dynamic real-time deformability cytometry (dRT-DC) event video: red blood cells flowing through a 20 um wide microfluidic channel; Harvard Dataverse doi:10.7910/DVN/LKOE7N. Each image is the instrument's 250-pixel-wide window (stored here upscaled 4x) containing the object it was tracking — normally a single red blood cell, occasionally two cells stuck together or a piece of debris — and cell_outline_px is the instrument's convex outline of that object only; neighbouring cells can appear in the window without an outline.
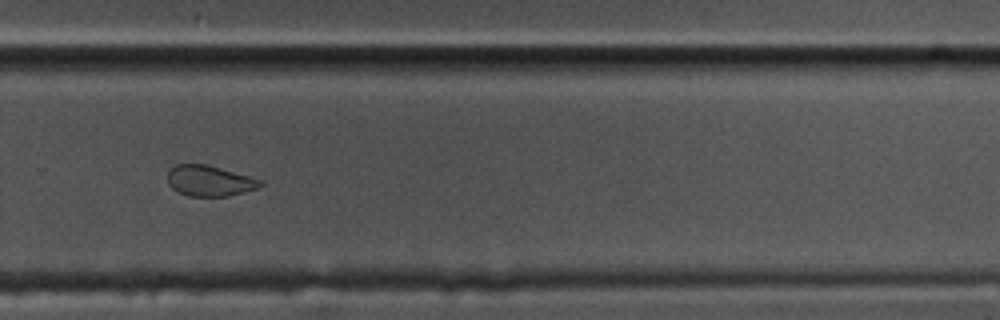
{"species": "common noctule bat (a hibernating species)", "species_latin": "Nyctalus noctula", "temperature_condition": "cold", "stored_images_in_passage": 42, "camera_frame_rate_fps": 3000, "um_per_image_px": 0.085, "animal": {"sex": "male", "body_mass_g": 17.5, "forearm_length_mm": 52.3}, "frame": {"image": 1, "passage_image": 24, "time_ms": 7.667, "image_size_px": [1000, 320], "cell_outline_px": [[264, 184], [256, 188], [244, 192], [228, 196], [188, 196], [172, 188], [168, 184], [168, 172], [176, 164], [204, 164], [220, 168], [264, 180]], "centroid_in_image_um": [17.83, 15.37], "position_along_channel_um": 312.0, "area_um2": 16.47}}
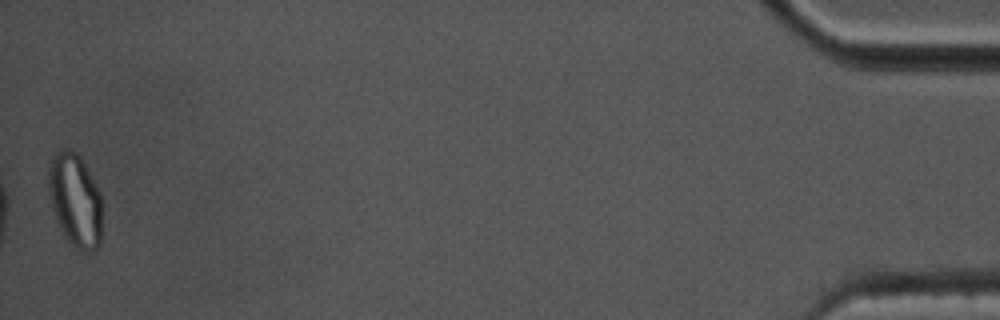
{"frame": {"image": 2, "passage_image": 42, "time_ms": 13.667, "image_size_px": [1000, 320], "cell_outline_px": [[100, 248], [92, 252], [80, 252], [64, 236], [56, 220], [52, 208], [48, 192], [48, 164], [52, 156], [60, 148], [68, 148], [76, 152], [80, 156], [100, 192]], "centroid_in_image_um": [6.36, 17.0], "position_along_channel_um": 428.8, "area_um2": 29.42}, "authors_computed_cell_mechanics": {"area_um2": 17.5423, "velocity_mm_per_s": 3.5155, "shape_relaxation_time_tau1_ms": null, "shape_relaxation_time_tau2_ms": 1.4751, "deformation_change_tau1": null, "deformation_change_tau2": 0.061}}